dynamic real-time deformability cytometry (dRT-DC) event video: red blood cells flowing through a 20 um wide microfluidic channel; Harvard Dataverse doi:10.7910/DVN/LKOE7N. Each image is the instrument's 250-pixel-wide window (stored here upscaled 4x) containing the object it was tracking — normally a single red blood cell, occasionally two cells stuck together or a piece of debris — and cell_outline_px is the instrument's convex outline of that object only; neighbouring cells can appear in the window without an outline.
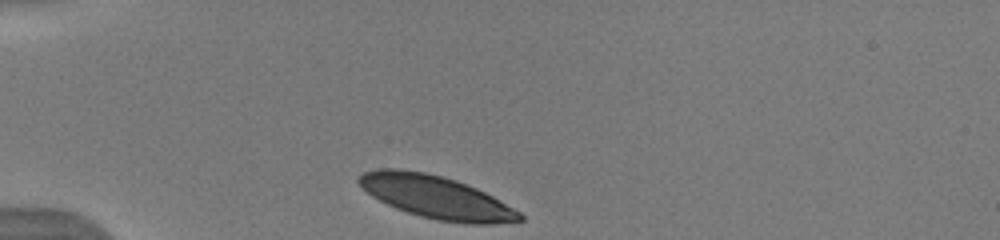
{"species": "human", "species_latin": "Homo sapiens", "temperature_condition": "warm", "stored_images_in_passage": 7, "camera_frame_rate_fps": 3000, "um_per_image_px": 0.085, "donor": {"sex": "male"}, "frame": {"image": 1, "passage_image": 1, "time_ms": 0.0, "image_size_px": [1000, 240], "cell_outline_px": [[524, 220], [492, 224], [464, 224], [436, 220], [420, 216], [396, 208], [372, 196], [356, 180], [364, 172], [380, 168], [400, 168], [424, 172], [456, 180], [476, 188], [492, 196], [520, 212], [524, 216]], "centroid_in_image_um": [37.09, 16.76], "position_along_channel_um": 47.9, "area_um2": 39.77}}